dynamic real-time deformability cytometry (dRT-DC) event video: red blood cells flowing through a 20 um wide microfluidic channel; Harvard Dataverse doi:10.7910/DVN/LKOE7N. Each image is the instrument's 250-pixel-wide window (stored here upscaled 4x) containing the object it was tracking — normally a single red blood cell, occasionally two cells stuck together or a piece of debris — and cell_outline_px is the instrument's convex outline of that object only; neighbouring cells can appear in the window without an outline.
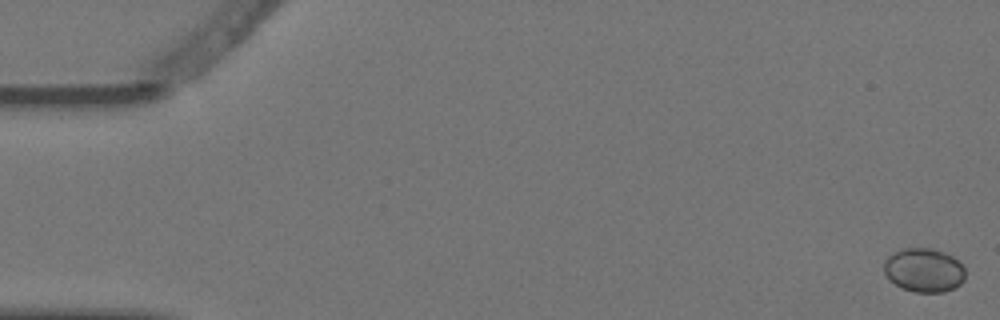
{"species": "Egyptian fruit bat (a non-hibernating species)", "species_latin": "Rousettus aegyptiacus", "temperature_condition": "warm", "stored_images_in_passage": 4, "camera_frame_rate_fps": 3000, "um_per_image_px": 0.085, "animal": {"sex": "female"}, "frame": {"image": 1, "passage_image": 1, "time_ms": 0.0, "image_size_px": [1000, 320], "cell_outline_px": [[964, 280], [960, 284], [944, 292], [912, 292], [900, 288], [884, 272], [884, 260], [888, 256], [904, 248], [932, 248], [944, 252], [952, 256], [964, 268]], "centroid_in_image_um": [78.53, 22.96], "position_along_channel_um": 6.5, "area_um2": 20.63}}